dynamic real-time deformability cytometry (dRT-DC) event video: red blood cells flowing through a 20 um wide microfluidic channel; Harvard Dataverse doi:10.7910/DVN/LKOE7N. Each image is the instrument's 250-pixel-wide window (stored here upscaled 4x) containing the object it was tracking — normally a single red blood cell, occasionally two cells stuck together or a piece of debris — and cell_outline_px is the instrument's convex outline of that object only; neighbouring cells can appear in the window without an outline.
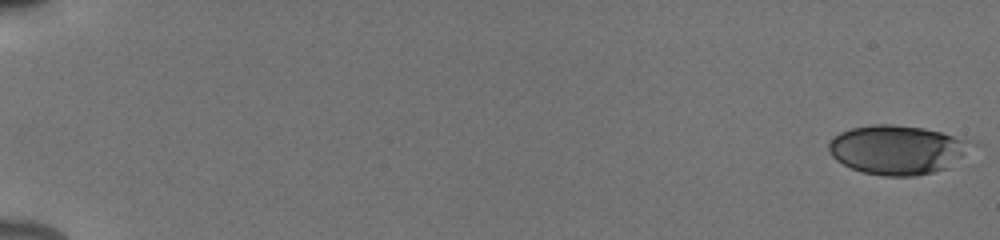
{"species": "human", "species_latin": "Homo sapiens", "temperature_condition": "cold", "stored_images_in_passage": 55, "camera_frame_rate_fps": 3000, "um_per_image_px": 0.085, "donor": {"sex": "male"}, "frame": {"image": 1, "passage_image": 1, "time_ms": 0.0, "image_size_px": [1000, 240], "cell_outline_px": [[984, 144], [948, 168], [916, 176], [884, 176], [860, 172], [836, 160], [828, 152], [828, 140], [832, 136], [840, 132], [852, 128], [872, 124], [892, 124], [924, 128], [976, 140]], "centroid_in_image_um": [76.4, 12.72], "position_along_channel_um": 8.6, "area_um2": 42.19}}
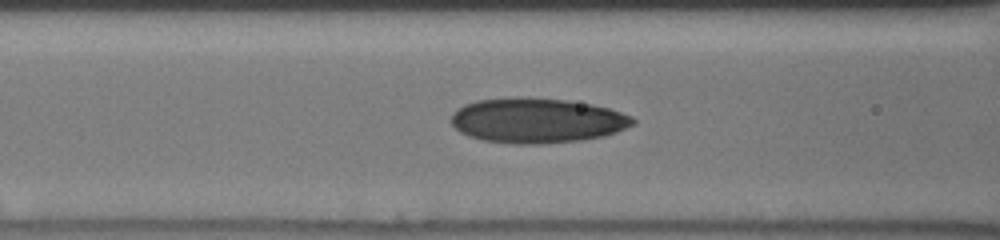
{"frame": {"image": 2, "passage_image": 25, "time_ms": 8.0, "image_size_px": [1000, 240], "cell_outline_px": [[636, 124], [616, 132], [604, 136], [580, 140], [544, 144], [512, 144], [484, 140], [468, 136], [460, 132], [452, 124], [452, 112], [464, 104], [476, 100], [568, 100], [592, 104], [608, 108], [632, 116], [636, 120]], "centroid_in_image_um": [45.69, 10.29], "position_along_channel_um": 120.9, "area_um2": 46.64}}
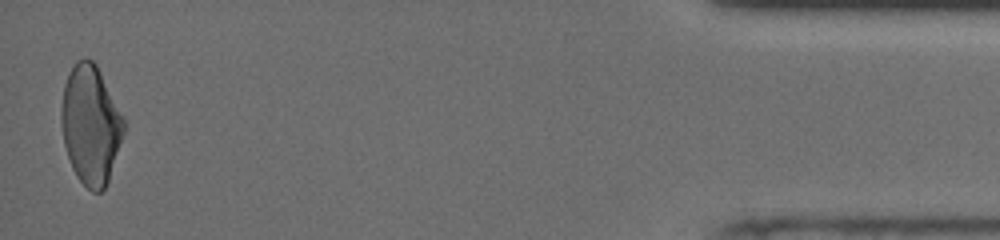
{"frame": {"image": 3, "passage_image": 54, "time_ms": 17.667, "image_size_px": [1000, 240], "cell_outline_px": [[124, 132], [108, 180], [104, 188], [100, 192], [92, 192], [76, 176], [72, 168], [64, 144], [60, 120], [60, 112], [64, 84], [76, 60], [92, 60], [96, 64], [124, 120]], "centroid_in_image_um": [7.67, 10.62], "position_along_channel_um": 427.5, "area_um2": 42.6}, "authors_computed_cell_mechanics": {"area_um2": 43.2344, "velocity_mm_per_s": 3.9095, "shape_relaxation_time_tau1_ms": 4.0664, "shape_relaxation_time_tau2_ms": 1.8089, "deformation_change_tau1": 0.1395, "deformation_change_tau2": 0.082}}